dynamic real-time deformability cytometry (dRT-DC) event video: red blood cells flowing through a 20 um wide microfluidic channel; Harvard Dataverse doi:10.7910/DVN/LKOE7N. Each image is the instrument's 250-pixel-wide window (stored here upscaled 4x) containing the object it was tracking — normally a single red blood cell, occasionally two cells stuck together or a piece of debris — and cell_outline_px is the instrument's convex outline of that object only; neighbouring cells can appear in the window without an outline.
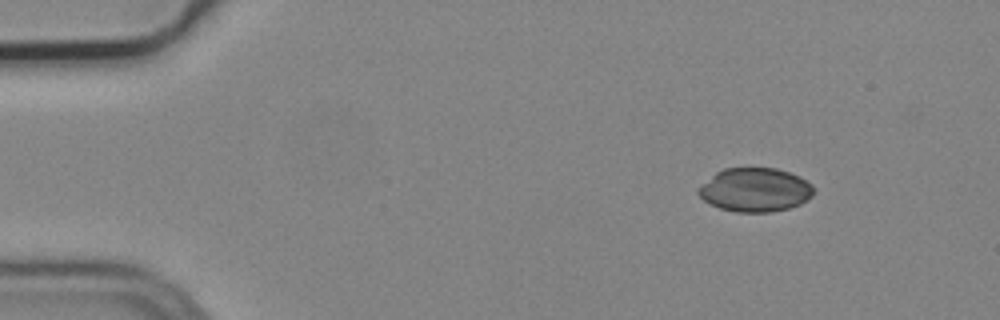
{"species": "common noctule bat (a hibernating species)", "species_latin": "Nyctalus noctula", "temperature_condition": "cold", "stored_images_in_passage": 3, "camera_frame_rate_fps": 3000, "um_per_image_px": 0.085, "animal": {"sex": "male", "body_mass_g": 19.2, "forearm_length_mm": 51.8}, "frame": {"image": 1, "passage_image": 1, "time_ms": 0.0, "image_size_px": [1000, 320], "cell_outline_px": [[816, 192], [812, 196], [800, 204], [788, 208], [772, 212], [736, 212], [720, 208], [704, 200], [696, 192], [696, 188], [700, 184], [716, 172], [724, 168], [776, 168], [800, 176], [812, 184], [816, 188]], "centroid_in_image_um": [64.19, 16.13], "position_along_channel_um": 20.8, "area_um2": 29.71}}